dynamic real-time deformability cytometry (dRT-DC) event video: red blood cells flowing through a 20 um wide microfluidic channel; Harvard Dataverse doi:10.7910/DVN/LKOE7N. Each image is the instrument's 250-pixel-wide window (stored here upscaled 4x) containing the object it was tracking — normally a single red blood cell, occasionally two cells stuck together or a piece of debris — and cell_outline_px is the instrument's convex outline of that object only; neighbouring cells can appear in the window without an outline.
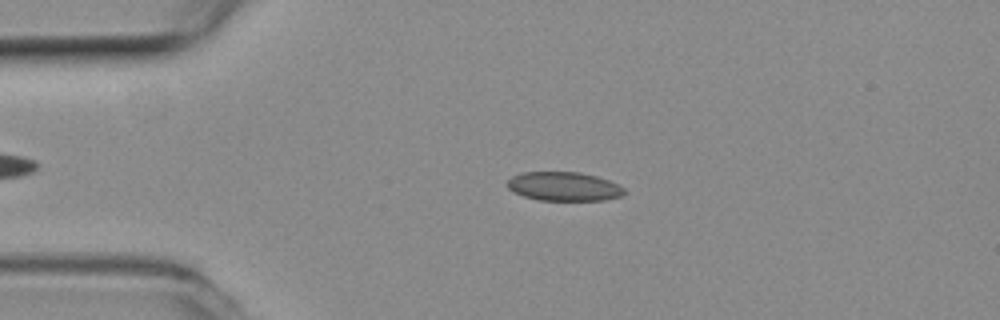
{"species": "common noctule bat (a hibernating species)", "species_latin": "Nyctalus noctula", "temperature_condition": "room temperature", "stored_images_in_passage": 53, "camera_frame_rate_fps": 3000, "um_per_image_px": 0.085, "animal": {"sex": "female", "body_mass_g": 19.3, "forearm_length_mm": 54.1}, "frame": {"image": 1, "passage_image": 11, "time_ms": 3.333, "image_size_px": [1000, 320], "cell_outline_px": [[628, 192], [620, 196], [604, 200], [540, 200], [524, 196], [512, 192], [504, 184], [512, 176], [524, 172], [580, 172], [596, 176], [608, 180], [624, 188]], "centroid_in_image_um": [47.9, 15.84], "position_along_channel_um": 37.1, "area_um2": 19.77}}
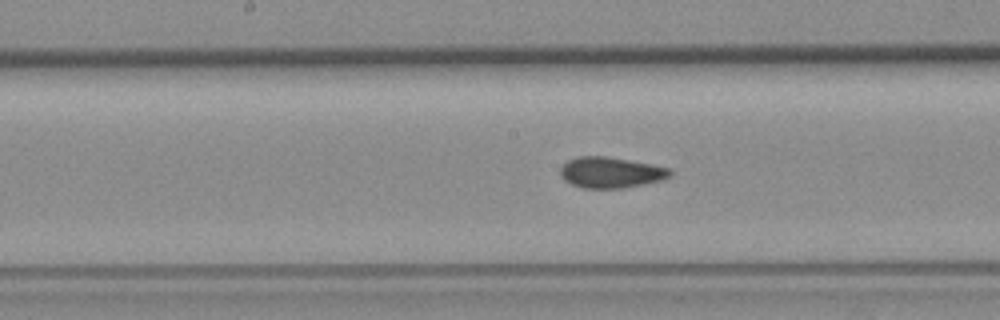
{"frame": {"image": 2, "passage_image": 26, "time_ms": 8.333, "image_size_px": [1000, 320], "cell_outline_px": [[672, 176], [660, 180], [620, 188], [584, 188], [572, 184], [564, 180], [560, 176], [560, 168], [568, 160], [580, 156], [604, 156], [652, 164], [672, 168]], "centroid_in_image_um": [51.91, 14.65], "position_along_channel_um": 196.3, "area_um2": 19.59}}
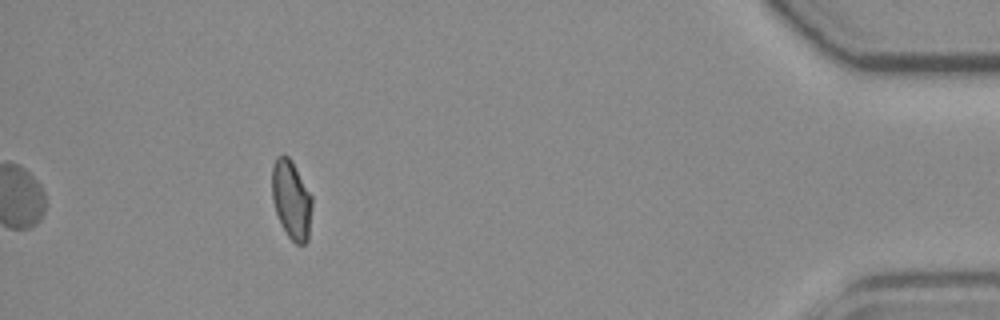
{"frame": {"image": 3, "passage_image": 48, "time_ms": 15.667, "image_size_px": [1000, 320], "cell_outline_px": [[312, 208], [308, 240], [304, 244], [296, 244], [288, 236], [280, 224], [272, 200], [272, 164], [276, 156], [288, 156], [292, 160], [312, 196]], "centroid_in_image_um": [24.76, 16.97], "position_along_channel_um": 410.4, "area_um2": 18.55}, "authors_computed_cell_mechanics": {"area_um2": 19.652, "velocity_mm_per_s": 3.8009, "shape_relaxation_time_tau1_ms": null, "shape_relaxation_time_tau2_ms": 2.424, "deformation_change_tau1": null, "deformation_change_tau2": 0.0752}}